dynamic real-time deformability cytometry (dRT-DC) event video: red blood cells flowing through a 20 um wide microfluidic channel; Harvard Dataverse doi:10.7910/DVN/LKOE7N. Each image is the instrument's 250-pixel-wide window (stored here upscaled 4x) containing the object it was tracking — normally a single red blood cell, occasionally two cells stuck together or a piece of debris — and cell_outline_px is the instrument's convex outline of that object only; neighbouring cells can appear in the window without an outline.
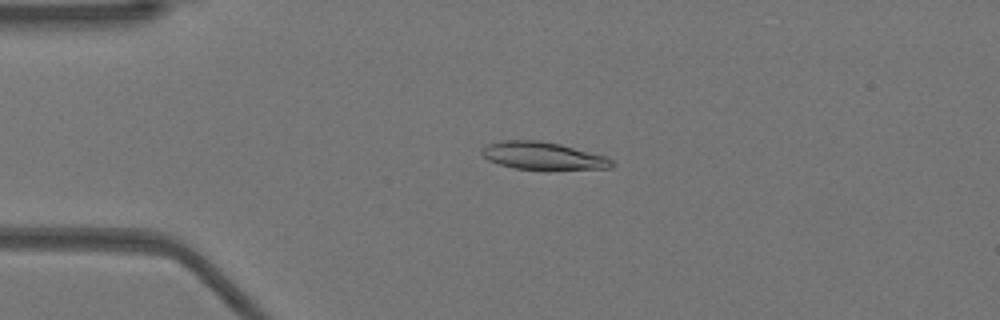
{"species": "Egyptian fruit bat (a non-hibernating species)", "species_latin": "Rousettus aegyptiacus", "temperature_condition": "warm", "stored_images_in_passage": 18, "camera_frame_rate_fps": 3000, "um_per_image_px": 0.085, "animal": {"sex": "female"}, "frame": {"image": 1, "passage_image": 1, "time_ms": 0.0, "image_size_px": [1000, 320], "cell_outline_px": [[616, 164], [612, 168], [548, 172], [544, 172], [512, 168], [488, 160], [480, 152], [480, 148], [484, 144], [500, 140], [540, 140], [560, 144], [608, 156]], "centroid_in_image_um": [46.19, 13.29], "position_along_channel_um": 38.8, "area_um2": 22.25}}
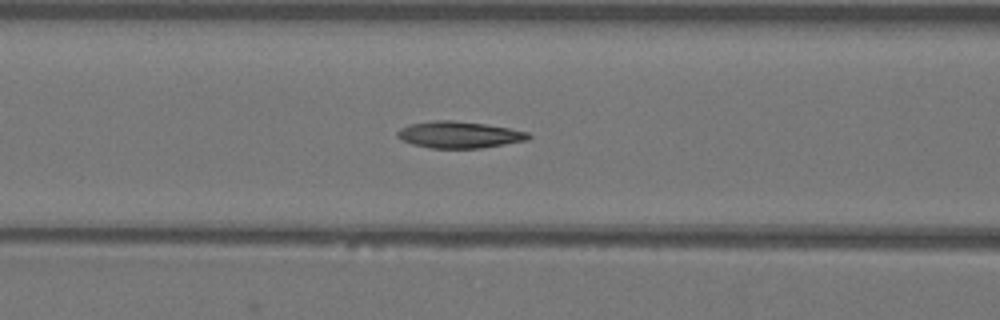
{"frame": {"image": 2, "passage_image": 10, "time_ms": 3.0, "image_size_px": [1000, 320], "cell_outline_px": [[532, 136], [528, 140], [480, 148], [432, 148], [412, 144], [396, 136], [396, 132], [400, 128], [412, 124], [432, 120], [452, 120], [484, 124], [508, 128], [528, 132]], "centroid_in_image_um": [39.03, 11.45], "position_along_channel_um": 127.6, "area_um2": 20.17}}
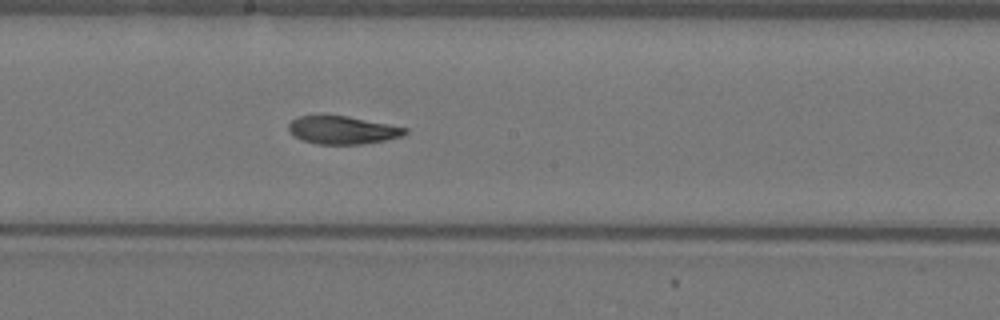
{"frame": {"image": 3, "passage_image": 17, "time_ms": 5.333, "image_size_px": [1000, 320], "cell_outline_px": [[408, 132], [400, 136], [384, 140], [360, 144], [316, 144], [304, 140], [296, 136], [288, 128], [288, 124], [296, 116], [348, 116], [408, 128]], "centroid_in_image_um": [29.12, 11.05], "position_along_channel_um": 219.1, "area_um2": 18.61}}